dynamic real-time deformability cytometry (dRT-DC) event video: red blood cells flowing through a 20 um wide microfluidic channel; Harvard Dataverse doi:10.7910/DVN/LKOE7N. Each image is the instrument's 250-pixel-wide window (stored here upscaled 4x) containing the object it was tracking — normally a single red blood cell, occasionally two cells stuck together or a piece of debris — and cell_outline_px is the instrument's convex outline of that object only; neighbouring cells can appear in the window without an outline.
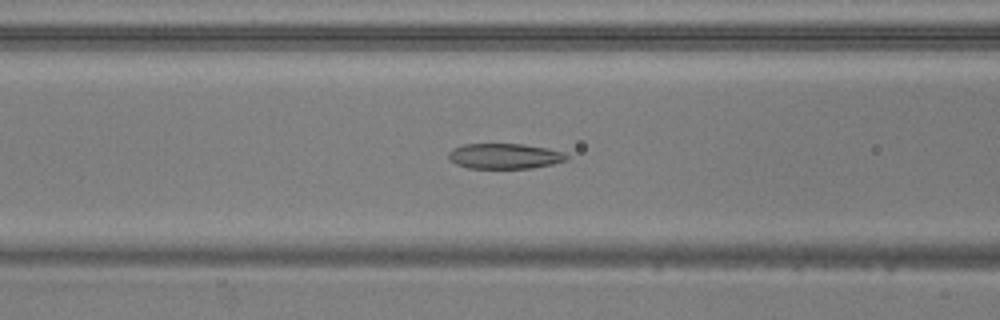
{"species": "common noctule bat (a hibernating species)", "species_latin": "Nyctalus noctula", "temperature_condition": "warm", "stored_images_in_passage": 53, "camera_frame_rate_fps": 3000, "um_per_image_px": 0.085, "animal": {"sex": "male", "body_mass_g": 20.5, "forearm_length_mm": 52.5}, "frame": {"image": 1, "passage_image": 22, "time_ms": 7.0, "image_size_px": [1000, 320], "cell_outline_px": [[568, 160], [552, 164], [532, 168], [468, 168], [456, 164], [448, 156], [448, 152], [452, 148], [464, 144], [524, 144], [548, 148], [564, 152], [568, 156]], "centroid_in_image_um": [42.91, 13.26], "position_along_channel_um": 123.7, "area_um2": 17.51}}
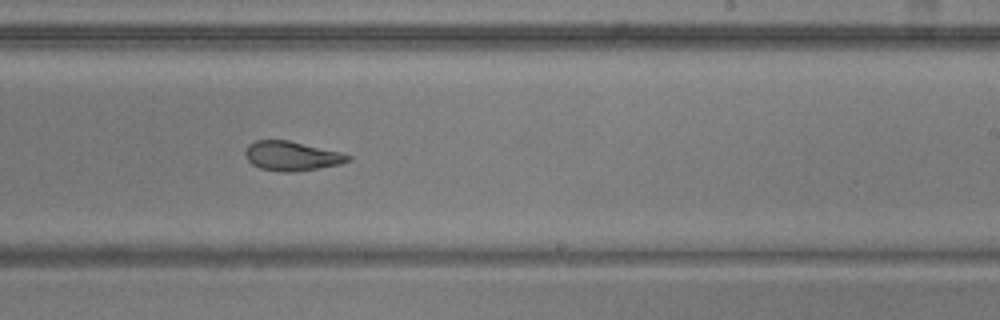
{"frame": {"image": 2, "passage_image": 33, "time_ms": 10.667, "image_size_px": [1000, 320], "cell_outline_px": [[352, 160], [340, 164], [292, 172], [284, 172], [260, 168], [252, 164], [248, 160], [244, 152], [248, 144], [256, 140], [288, 140], [340, 152], [352, 156]], "centroid_in_image_um": [24.79, 13.25], "position_along_channel_um": 264.2, "area_um2": 17.46}}
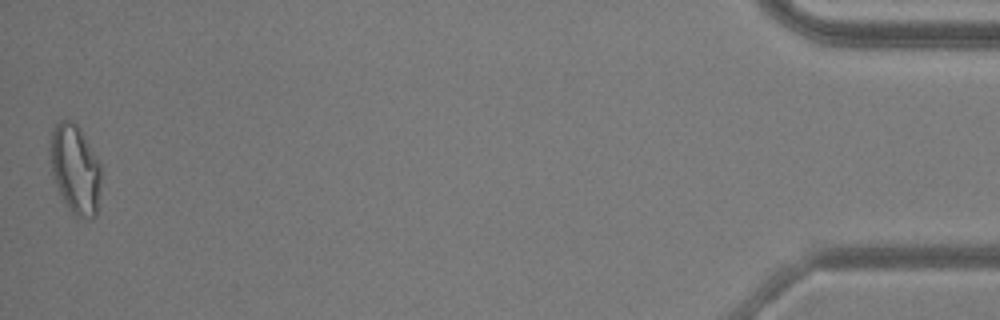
{"frame": {"image": 3, "passage_image": 53, "time_ms": 17.333, "image_size_px": [1000, 320], "cell_outline_px": [[100, 180], [96, 216], [92, 220], [88, 220], [76, 216], [68, 208], [56, 184], [52, 172], [48, 152], [48, 148], [52, 128], [60, 120], [72, 120], [80, 128], [100, 160]], "centroid_in_image_um": [6.38, 14.34], "position_along_channel_um": 428.8, "area_um2": 26.82}, "authors_computed_cell_mechanics": {"area_um2": 20.23, "velocity_mm_per_s": 3.8355, "shape_relaxation_time_tau1_ms": 5.5257, "shape_relaxation_time_tau2_ms": 1.9559, "deformation_change_tau1": 0.1827, "deformation_change_tau2": 0.094}}